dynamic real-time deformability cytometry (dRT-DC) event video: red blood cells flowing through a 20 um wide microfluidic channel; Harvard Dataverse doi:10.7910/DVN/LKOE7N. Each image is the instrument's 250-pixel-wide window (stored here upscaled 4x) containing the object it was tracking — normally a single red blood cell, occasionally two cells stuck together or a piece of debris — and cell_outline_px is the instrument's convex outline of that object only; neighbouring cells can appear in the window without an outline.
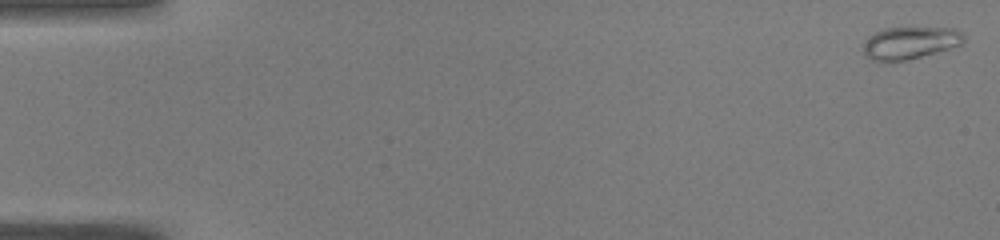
{"species": "common noctule bat (a hibernating species)", "species_latin": "Nyctalus noctula", "temperature_condition": "warm", "stored_images_in_passage": 50, "camera_frame_rate_fps": 3000, "um_per_image_px": 0.085, "animal": {"sex": "male", "body_mass_g": 19.0, "forearm_length_mm": 50.8}, "frame": {"image": 1, "passage_image": 1, "time_ms": 0.0, "image_size_px": [1000, 240], "cell_outline_px": [[964, 44], [908, 60], [888, 64], [872, 60], [864, 56], [864, 44], [868, 36], [884, 28], [956, 28], [964, 36]], "centroid_in_image_um": [77.32, 3.68], "position_along_channel_um": 7.7, "area_um2": 19.25}}
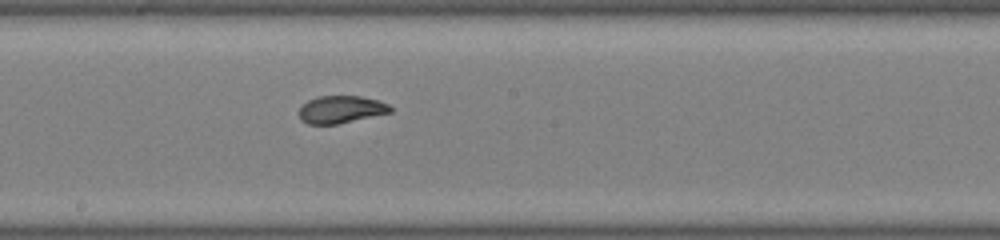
{"frame": {"image": 2, "passage_image": 28, "time_ms": 9.0, "image_size_px": [1000, 240], "cell_outline_px": [[392, 112], [336, 124], [308, 124], [300, 120], [300, 108], [308, 100], [316, 96], [360, 96], [376, 100], [388, 104], [392, 108]], "centroid_in_image_um": [28.97, 9.3], "position_along_channel_um": 219.2, "area_um2": 14.45}}
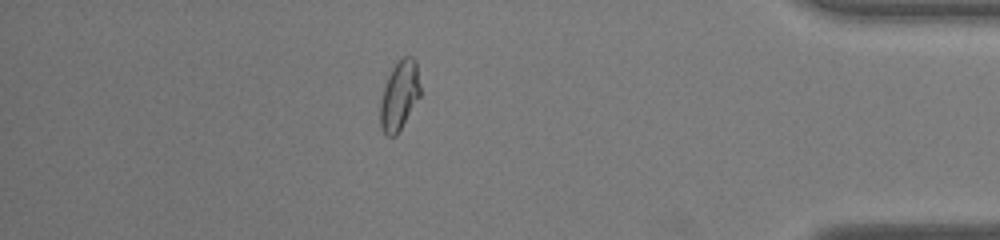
{"frame": {"image": 3, "passage_image": 44, "time_ms": 14.333, "image_size_px": [1000, 240], "cell_outline_px": [[420, 96], [396, 136], [388, 136], [384, 132], [380, 124], [380, 104], [384, 88], [388, 76], [392, 68], [400, 56], [412, 56], [416, 60], [420, 84]], "centroid_in_image_um": [33.96, 8.07], "position_along_channel_um": 401.2, "area_um2": 16.13}, "authors_computed_cell_mechanics": {"area_um2": 16.0395, "velocity_mm_per_s": 4.0759, "shape_relaxation_time_tau1_ms": 7.4983, "shape_relaxation_time_tau2_ms": null, "deformation_change_tau1": 0.2571, "deformation_change_tau2": null}}